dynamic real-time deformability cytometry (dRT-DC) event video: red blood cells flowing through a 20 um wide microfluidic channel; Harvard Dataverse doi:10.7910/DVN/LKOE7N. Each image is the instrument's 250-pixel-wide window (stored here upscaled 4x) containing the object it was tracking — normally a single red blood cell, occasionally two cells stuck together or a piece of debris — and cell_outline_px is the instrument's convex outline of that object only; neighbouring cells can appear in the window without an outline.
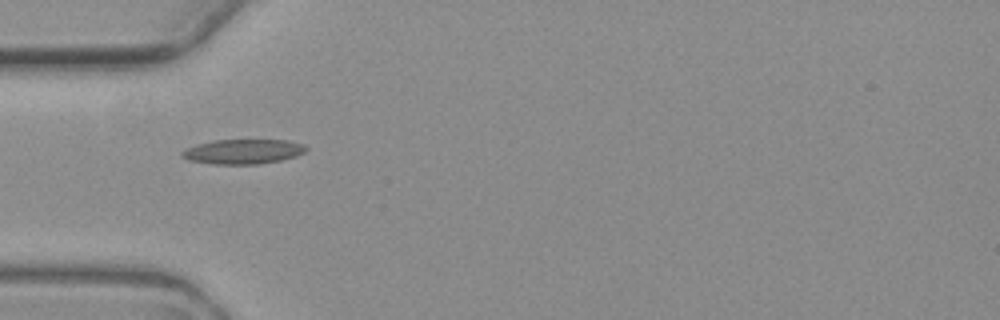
{"species": "common noctule bat (a hibernating species)", "species_latin": "Nyctalus noctula", "temperature_condition": "warm", "stored_images_in_passage": 7, "camera_frame_rate_fps": 3000, "um_per_image_px": 0.085, "animal": {"sex": "female", "body_mass_g": 19.3, "forearm_length_mm": 54.1}, "frame": {"image": 1, "passage_image": 2, "time_ms": 1.333, "image_size_px": [1000, 320], "cell_outline_px": [[308, 148], [304, 152], [296, 156], [280, 160], [260, 164], [212, 164], [188, 160], [180, 156], [180, 152], [196, 144], [216, 140], [288, 140], [304, 144]], "centroid_in_image_um": [20.65, 12.88], "position_along_channel_um": 64.3, "area_um2": 17.92}}
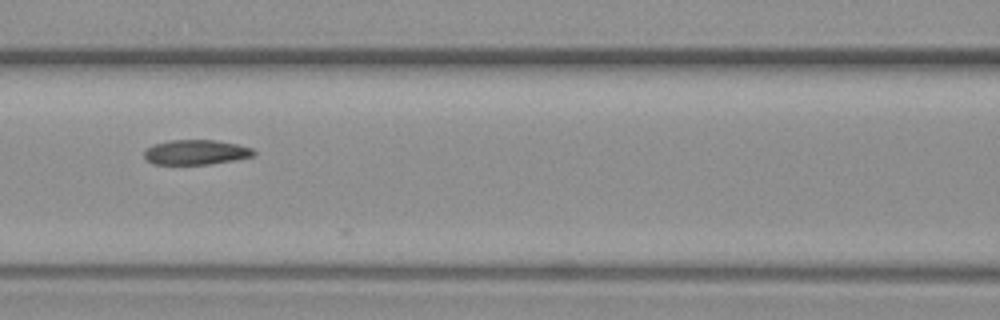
{"frame": {"image": 2, "passage_image": 4, "time_ms": 3.667, "image_size_px": [1000, 320], "cell_outline_px": [[256, 152], [252, 156], [236, 160], [208, 164], [152, 164], [144, 156], [144, 152], [152, 144], [172, 140], [216, 140], [236, 144], [252, 148]], "centroid_in_image_um": [16.65, 12.94], "position_along_channel_um": 149.9, "area_um2": 15.78}}
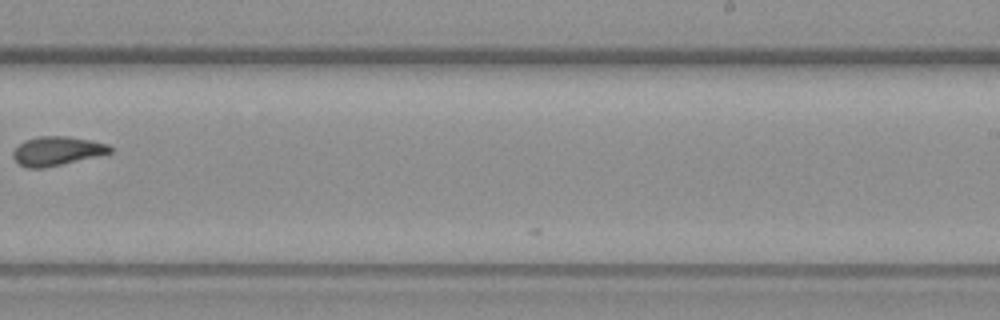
{"frame": {"image": 3, "passage_image": 7, "time_ms": 7.333, "image_size_px": [1000, 320], "cell_outline_px": [[112, 152], [96, 156], [44, 168], [28, 168], [20, 164], [12, 156], [12, 152], [24, 140], [40, 136], [68, 136], [108, 144], [112, 148]], "centroid_in_image_um": [4.82, 12.83], "position_along_channel_um": 284.2, "area_um2": 16.13}}